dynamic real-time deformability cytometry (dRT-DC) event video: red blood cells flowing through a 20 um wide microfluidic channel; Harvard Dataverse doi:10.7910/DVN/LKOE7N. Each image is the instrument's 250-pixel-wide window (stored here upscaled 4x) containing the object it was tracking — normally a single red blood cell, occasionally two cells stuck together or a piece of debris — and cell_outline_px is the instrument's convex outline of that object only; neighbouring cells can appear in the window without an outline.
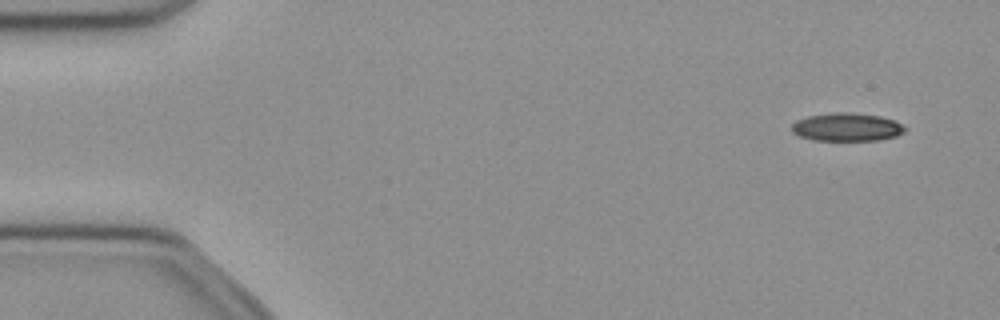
{"species": "common noctule bat (a hibernating species)", "species_latin": "Nyctalus noctula", "temperature_condition": "cold", "stored_images_in_passage": 52, "camera_frame_rate_fps": 3000, "um_per_image_px": 0.085, "animal": {"sex": "female", "body_mass_g": 21.9}, "frame": {"image": 1, "passage_image": 4, "time_ms": 1.0, "image_size_px": [1000, 320], "cell_outline_px": [[908, 128], [904, 132], [896, 136], [880, 140], [816, 140], [800, 136], [792, 132], [792, 124], [796, 120], [808, 116], [832, 112], [848, 112], [880, 116], [896, 120], [904, 124]], "centroid_in_image_um": [72.03, 10.79], "position_along_channel_um": 13.0, "area_um2": 18.73}}
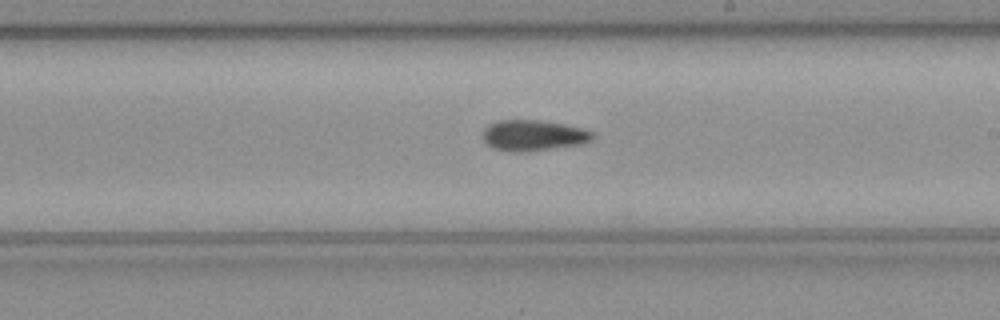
{"frame": {"image": 2, "passage_image": 30, "time_ms": 9.667, "image_size_px": [1000, 320], "cell_outline_px": [[596, 136], [592, 140], [584, 144], [528, 152], [508, 152], [492, 148], [484, 144], [480, 136], [484, 128], [488, 124], [500, 120], [540, 120], [564, 124], [584, 128], [592, 132]], "centroid_in_image_um": [45.3, 11.53], "position_along_channel_um": 243.7, "area_um2": 20.4}}
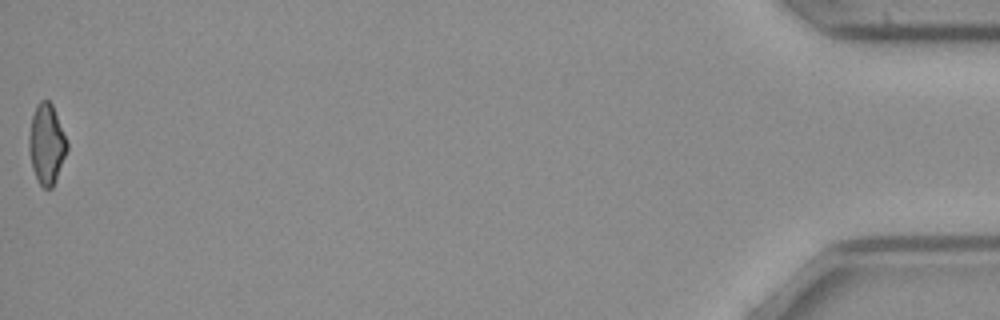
{"frame": {"image": 3, "passage_image": 52, "time_ms": 17.0, "image_size_px": [1000, 320], "cell_outline_px": [[68, 148], [56, 180], [52, 188], [44, 188], [36, 180], [32, 168], [28, 148], [28, 140], [32, 116], [36, 104], [40, 100], [48, 100], [52, 104], [68, 144]], "centroid_in_image_um": [3.94, 12.26], "position_along_channel_um": 431.3, "area_um2": 17.74}}